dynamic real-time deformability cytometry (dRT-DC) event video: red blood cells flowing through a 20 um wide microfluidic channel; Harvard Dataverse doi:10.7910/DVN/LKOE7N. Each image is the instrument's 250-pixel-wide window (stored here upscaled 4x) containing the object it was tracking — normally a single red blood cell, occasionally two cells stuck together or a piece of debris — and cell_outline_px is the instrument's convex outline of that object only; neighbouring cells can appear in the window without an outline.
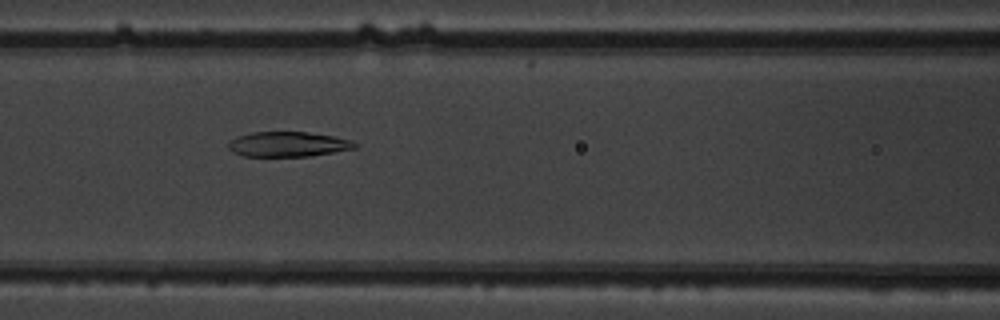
{"species": "common noctule bat (a hibernating species)", "species_latin": "Nyctalus noctula", "temperature_condition": "warm", "stored_images_in_passage": 52, "camera_frame_rate_fps": 3000, "um_per_image_px": 0.085, "animal": {"sex": "male", "body_mass_g": 19.5, "forearm_length_mm": 54.6}, "frame": {"image": 1, "passage_image": 23, "time_ms": 7.333, "image_size_px": [1000, 320], "cell_outline_px": [[356, 148], [308, 156], [244, 156], [232, 152], [228, 148], [228, 140], [236, 136], [252, 132], [308, 132], [332, 136], [352, 140], [356, 144]], "centroid_in_image_um": [24.42, 12.25], "position_along_channel_um": 142.2, "area_um2": 18.38}}
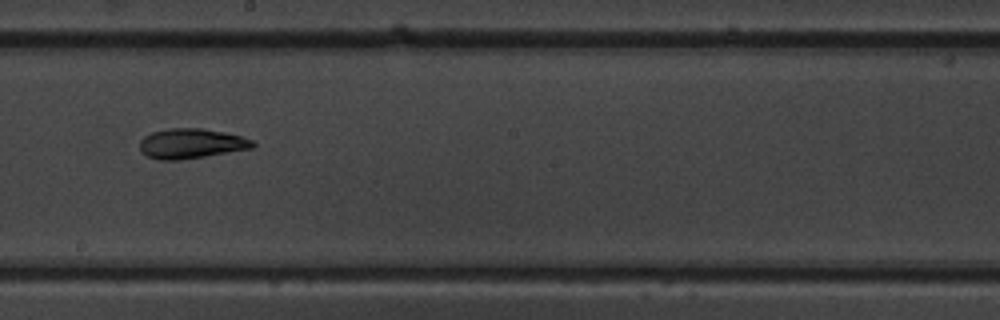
{"frame": {"image": 2, "passage_image": 30, "time_ms": 9.667, "image_size_px": [1000, 320], "cell_outline_px": [[256, 144], [252, 148], [180, 160], [160, 160], [148, 156], [140, 152], [140, 140], [144, 136], [152, 132], [168, 128], [204, 128], [224, 132], [240, 136], [252, 140]], "centroid_in_image_um": [16.22, 12.19], "position_along_channel_um": 232.0, "area_um2": 19.65}}
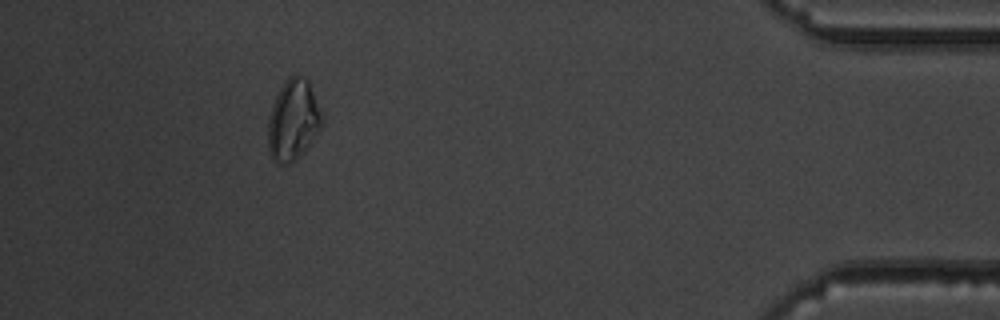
{"frame": {"image": 3, "passage_image": 48, "time_ms": 15.667, "image_size_px": [1000, 320], "cell_outline_px": [[324, 116], [320, 128], [296, 160], [288, 164], [280, 164], [268, 152], [268, 116], [276, 96], [284, 80], [288, 76], [296, 72], [308, 80]], "centroid_in_image_um": [24.91, 10.15], "position_along_channel_um": 410.3, "area_um2": 25.37}, "authors_computed_cell_mechanics": {"area_um2": 21.0103, "velocity_mm_per_s": 3.8665, "shape_relaxation_time_tau1_ms": 6.9524, "shape_relaxation_time_tau2_ms": 5.8187, "deformation_change_tau1": 0.2066, "deformation_change_tau2": 0.1212}}